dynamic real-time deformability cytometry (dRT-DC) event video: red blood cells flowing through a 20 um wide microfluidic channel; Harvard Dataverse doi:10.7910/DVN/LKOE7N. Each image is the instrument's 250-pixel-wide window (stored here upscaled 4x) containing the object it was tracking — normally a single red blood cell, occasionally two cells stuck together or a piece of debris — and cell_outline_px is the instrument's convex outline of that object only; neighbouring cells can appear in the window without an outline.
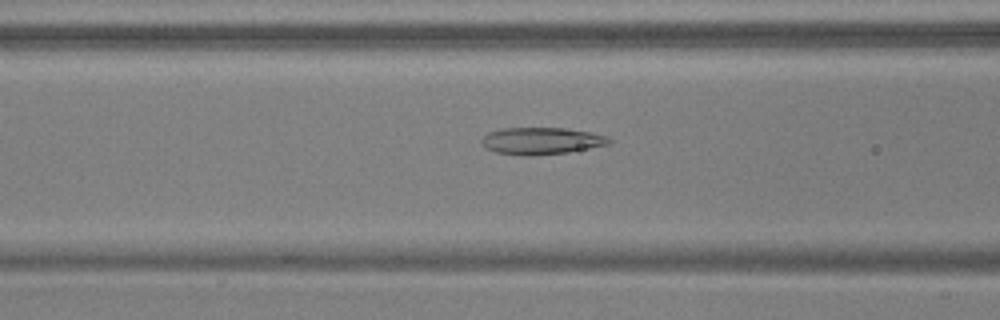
{"species": "common noctule bat (a hibernating species)", "species_latin": "Nyctalus noctula", "temperature_condition": "warm", "stored_images_in_passage": 52, "camera_frame_rate_fps": 3000, "um_per_image_px": 0.085, "animal": {"sex": "male", "body_mass_g": 17.9, "forearm_length_mm": 54.2}, "frame": {"image": 1, "passage_image": 22, "time_ms": 7.0, "image_size_px": [1000, 320], "cell_outline_px": [[612, 140], [608, 144], [568, 152], [532, 156], [524, 156], [496, 152], [484, 148], [480, 140], [488, 132], [504, 128], [564, 128], [592, 132], [608, 136]], "centroid_in_image_um": [46.0, 11.97], "position_along_channel_um": 120.6, "area_um2": 20.11}}
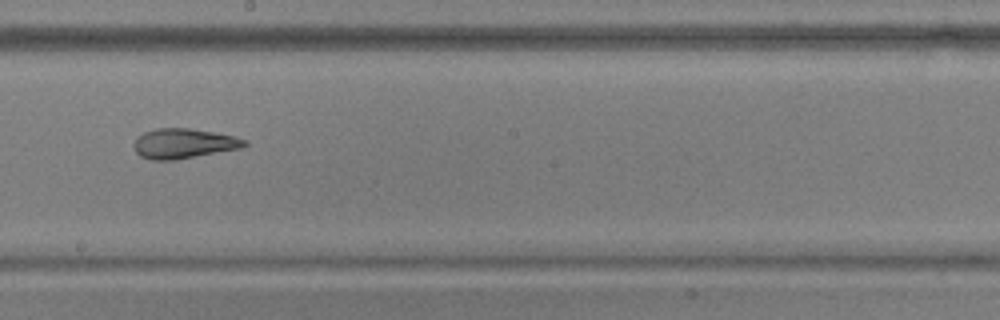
{"frame": {"image": 2, "passage_image": 31, "time_ms": 10.0, "image_size_px": [1000, 320], "cell_outline_px": [[248, 144], [240, 148], [176, 160], [152, 160], [140, 156], [136, 152], [132, 144], [136, 136], [144, 132], [156, 128], [188, 128], [236, 136], [248, 140]], "centroid_in_image_um": [15.58, 12.19], "position_along_channel_um": 232.6, "area_um2": 19.42}}
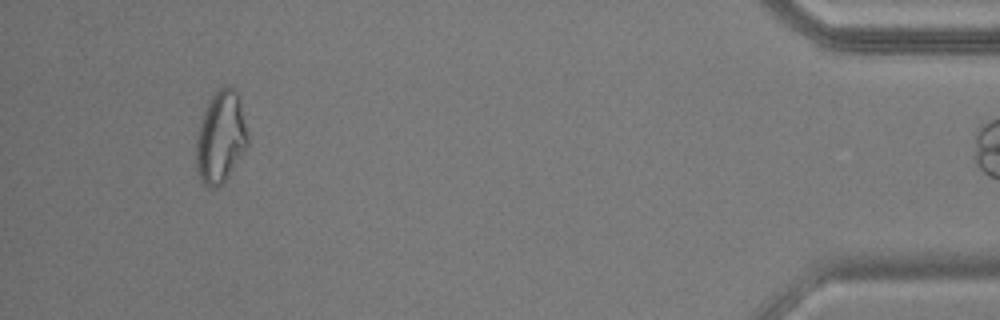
{"frame": {"image": 3, "passage_image": 51, "time_ms": 16.667, "image_size_px": [1000, 320], "cell_outline_px": [[248, 144], [224, 184], [216, 188], [208, 188], [200, 180], [196, 172], [196, 140], [200, 120], [204, 108], [208, 100], [224, 84], [232, 88], [236, 92], [240, 100], [248, 136]], "centroid_in_image_um": [18.73, 11.7], "position_along_channel_um": 416.5, "area_um2": 27.92}}